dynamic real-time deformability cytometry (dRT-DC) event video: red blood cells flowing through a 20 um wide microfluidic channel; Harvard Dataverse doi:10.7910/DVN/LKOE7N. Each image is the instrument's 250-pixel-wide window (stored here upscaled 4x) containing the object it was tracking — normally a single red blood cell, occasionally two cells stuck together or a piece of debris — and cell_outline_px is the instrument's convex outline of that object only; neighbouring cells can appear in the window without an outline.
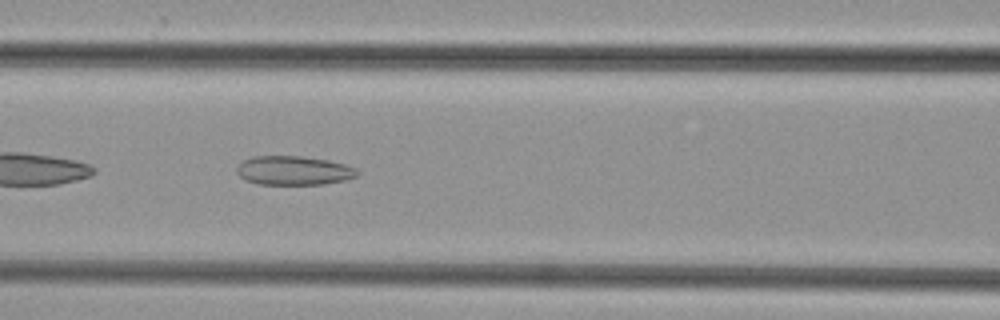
{"species": "common noctule bat (a hibernating species)", "species_latin": "Nyctalus noctula", "temperature_condition": "cold", "stored_images_in_passage": 43, "camera_frame_rate_fps": 3000, "um_per_image_px": 0.085, "animal": {"sex": "female", "body_mass_g": 29.2, "forearm_length_mm": 56.3}, "frame": {"image": 1, "passage_image": 20, "time_ms": 6.333, "image_size_px": [1000, 320], "cell_outline_px": [[360, 172], [356, 176], [344, 180], [324, 184], [256, 184], [244, 180], [236, 172], [236, 168], [244, 160], [252, 156], [300, 156], [328, 160], [344, 164], [356, 168]], "centroid_in_image_um": [24.95, 14.49], "position_along_channel_um": 141.7, "area_um2": 20.4}}
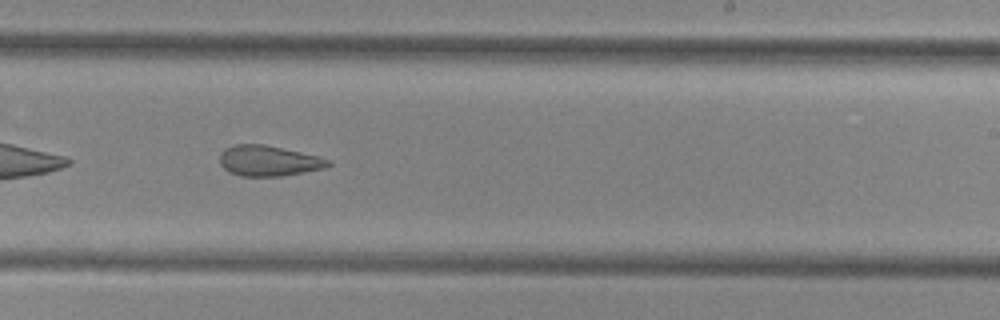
{"frame": {"image": 2, "passage_image": 29, "time_ms": 9.333, "image_size_px": [1000, 320], "cell_outline_px": [[332, 164], [324, 168], [284, 176], [240, 176], [228, 172], [220, 164], [220, 156], [224, 148], [236, 144], [264, 144], [300, 152], [332, 160]], "centroid_in_image_um": [22.82, 13.67], "position_along_channel_um": 266.2, "area_um2": 19.31}}
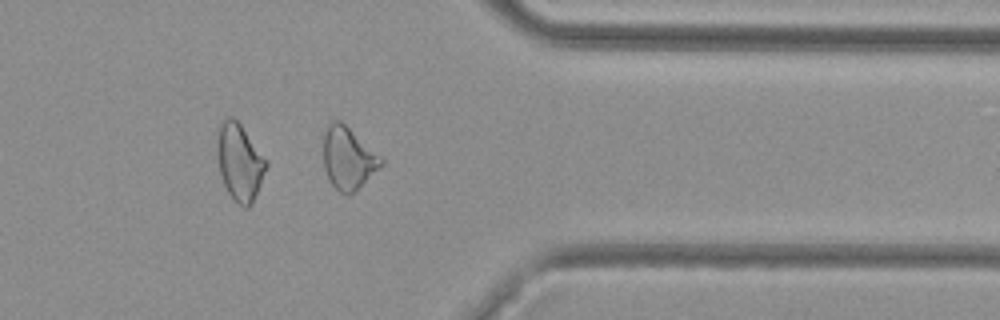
{"frame": {"image": 3, "passage_image": 38, "time_ms": 12.333, "image_size_px": [1000, 320], "cell_outline_px": [[384, 164], [348, 196], [340, 192], [332, 184], [324, 168], [324, 132], [328, 124], [332, 120], [340, 120], [380, 156], [384, 160]], "centroid_in_image_um": [29.58, 13.43], "position_along_channel_um": 381.8, "area_um2": 20.46}}